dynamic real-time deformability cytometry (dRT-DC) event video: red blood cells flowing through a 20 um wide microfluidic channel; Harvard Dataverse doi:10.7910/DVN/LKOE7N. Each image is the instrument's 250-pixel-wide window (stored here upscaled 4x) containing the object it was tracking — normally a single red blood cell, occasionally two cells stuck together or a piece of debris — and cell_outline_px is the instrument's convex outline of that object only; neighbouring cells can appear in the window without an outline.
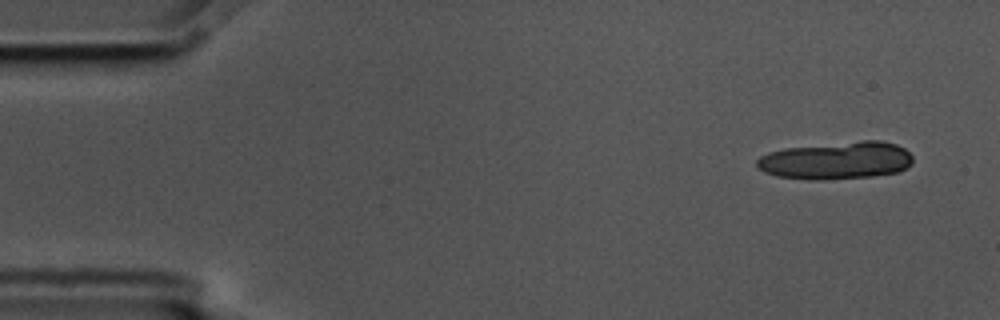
{"species": "common noctule bat (a hibernating species)", "species_latin": "Nyctalus noctula", "temperature_condition": "cold", "stored_images_in_passage": 5, "segment_of_instrument_passage": [1, 2], "camera_frame_rate_fps": 3000, "um_per_image_px": 0.085, "animal": {"sex": "male", "body_mass_g": 17.5, "forearm_length_mm": 52.3}, "frame": {"image": 1, "passage_image": 1, "time_ms": 0.0, "image_size_px": [1000, 320], "cell_outline_px": [[912, 164], [900, 172], [872, 176], [824, 180], [808, 180], [776, 176], [764, 172], [756, 164], [756, 160], [760, 156], [768, 152], [784, 148], [860, 140], [880, 140], [896, 144], [904, 148], [912, 156]], "centroid_in_image_um": [71.09, 13.64], "position_along_channel_um": 13.9, "area_um2": 34.51}}